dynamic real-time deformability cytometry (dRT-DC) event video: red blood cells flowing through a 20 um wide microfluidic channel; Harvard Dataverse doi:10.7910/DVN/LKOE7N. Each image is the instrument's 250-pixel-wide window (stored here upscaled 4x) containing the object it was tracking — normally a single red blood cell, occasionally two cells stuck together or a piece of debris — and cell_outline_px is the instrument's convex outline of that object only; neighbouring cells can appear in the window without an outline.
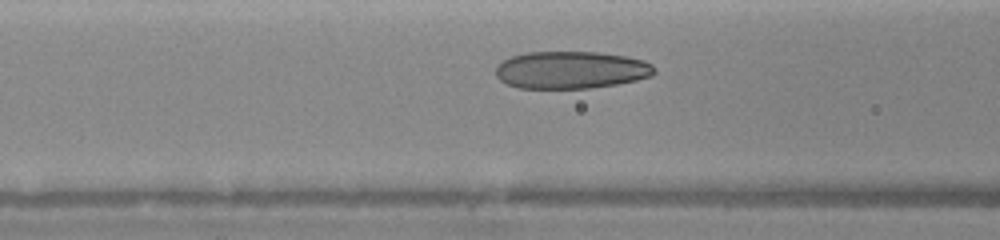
{"species": "human", "species_latin": "Homo sapiens", "temperature_condition": "warm", "stored_images_in_passage": 11, "camera_frame_rate_fps": 3000, "um_per_image_px": 0.085, "donor": {"sex": "female"}, "frame": {"image": 1, "passage_image": 8, "time_ms": 2.667, "image_size_px": [1000, 240], "cell_outline_px": [[656, 72], [652, 76], [636, 80], [616, 84], [592, 88], [516, 88], [500, 80], [496, 76], [496, 64], [512, 56], [528, 52], [600, 52], [624, 56], [644, 60], [652, 64], [656, 68]], "centroid_in_image_um": [48.55, 5.95], "position_along_channel_um": 118.1, "area_um2": 34.74}}
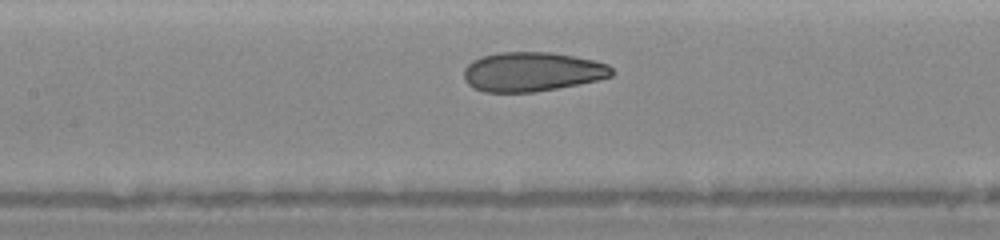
{"frame": {"image": 2, "passage_image": 10, "time_ms": 3.667, "image_size_px": [1000, 240], "cell_outline_px": [[612, 76], [596, 80], [536, 92], [484, 92], [472, 88], [464, 80], [464, 68], [472, 60], [480, 56], [500, 52], [548, 52], [572, 56], [592, 60], [608, 64], [612, 68]], "centroid_in_image_um": [45.16, 6.1], "position_along_channel_um": 162.2, "area_um2": 33.81}}